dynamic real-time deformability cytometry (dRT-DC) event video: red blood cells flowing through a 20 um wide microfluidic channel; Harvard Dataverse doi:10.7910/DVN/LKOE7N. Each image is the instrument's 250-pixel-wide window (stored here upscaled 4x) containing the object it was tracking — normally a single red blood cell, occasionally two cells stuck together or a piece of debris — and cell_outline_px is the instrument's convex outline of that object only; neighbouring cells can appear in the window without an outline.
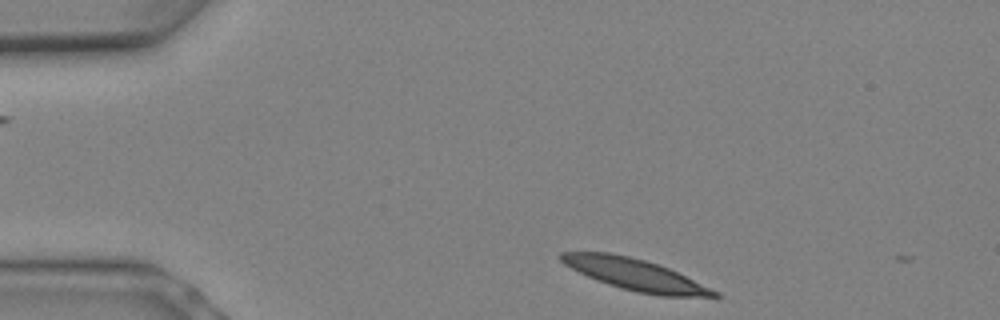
{"species": "Egyptian fruit bat (a non-hibernating species)", "species_latin": "Rousettus aegyptiacus", "temperature_condition": "warm", "stored_images_in_passage": 3, "camera_frame_rate_fps": 3000, "um_per_image_px": 0.085, "animal": {"sex": "female"}, "frame": {"image": 1, "passage_image": 1, "time_ms": 0.0, "image_size_px": [1000, 320], "cell_outline_px": [[724, 296], [660, 296], [636, 292], [608, 284], [596, 280], [564, 264], [560, 260], [560, 252], [608, 252], [628, 256], [644, 260], [668, 268], [720, 292]], "centroid_in_image_um": [53.99, 23.34], "position_along_channel_um": 31.0, "area_um2": 27.63}}